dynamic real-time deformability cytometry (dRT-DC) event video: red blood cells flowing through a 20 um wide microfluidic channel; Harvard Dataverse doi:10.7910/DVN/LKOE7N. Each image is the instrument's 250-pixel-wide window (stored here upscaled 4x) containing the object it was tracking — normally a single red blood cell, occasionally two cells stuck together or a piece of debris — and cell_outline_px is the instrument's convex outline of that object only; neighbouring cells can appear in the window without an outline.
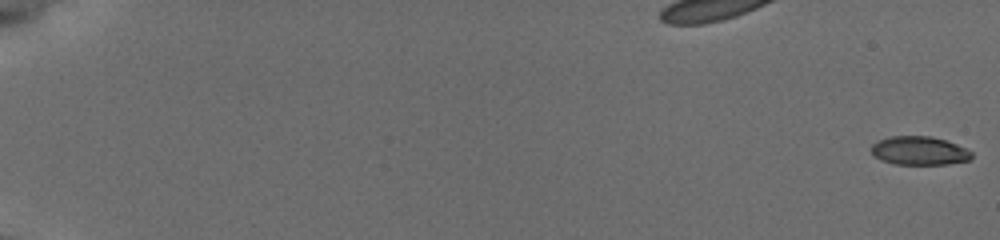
{"species": "common noctule bat (a hibernating species)", "species_latin": "Nyctalus noctula", "temperature_condition": "cold", "stored_images_in_passage": 57, "camera_frame_rate_fps": 3000, "um_per_image_px": 0.085, "animal": {"sex": "female", "body_mass_g": 19.5, "forearm_length_mm": 54.1}, "frame": {"image": 1, "passage_image": 1, "time_ms": 0.0, "image_size_px": [1000, 240], "cell_outline_px": [[972, 156], [968, 160], [948, 164], [896, 164], [880, 160], [872, 152], [872, 144], [888, 136], [932, 136], [956, 144], [972, 152]], "centroid_in_image_um": [78.13, 12.81], "position_along_channel_um": 6.9, "area_um2": 16.53}}
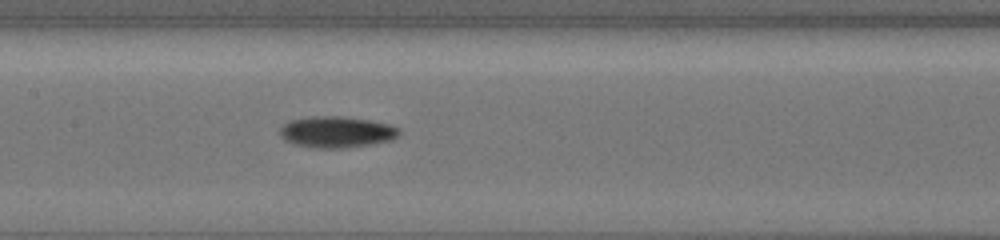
{"frame": {"image": 2, "passage_image": 31, "time_ms": 10.0, "image_size_px": [1000, 240], "cell_outline_px": [[400, 132], [392, 140], [372, 144], [340, 148], [316, 148], [296, 144], [284, 140], [280, 136], [280, 128], [288, 120], [312, 116], [344, 116], [372, 120], [388, 124], [400, 128]], "centroid_in_image_um": [28.61, 11.2], "position_along_channel_um": 178.8, "area_um2": 21.85}}
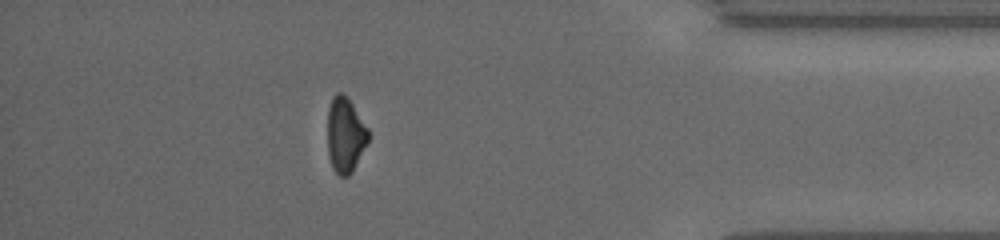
{"frame": {"image": 3, "passage_image": 51, "time_ms": 16.667, "image_size_px": [1000, 240], "cell_outline_px": [[368, 140], [352, 172], [348, 176], [340, 176], [332, 168], [328, 156], [328, 108], [332, 96], [336, 92], [344, 92], [348, 96], [368, 128]], "centroid_in_image_um": [29.33, 11.42], "position_along_channel_um": 405.9, "area_um2": 17.98}, "authors_computed_cell_mechanics": {"area_um2": 18.6116, "velocity_mm_per_s": 3.8506, "shape_relaxation_time_tau1_ms": 2.9384, "shape_relaxation_time_tau2_ms": null, "deformation_change_tau1": 0.1321, "deformation_change_tau2": null}}